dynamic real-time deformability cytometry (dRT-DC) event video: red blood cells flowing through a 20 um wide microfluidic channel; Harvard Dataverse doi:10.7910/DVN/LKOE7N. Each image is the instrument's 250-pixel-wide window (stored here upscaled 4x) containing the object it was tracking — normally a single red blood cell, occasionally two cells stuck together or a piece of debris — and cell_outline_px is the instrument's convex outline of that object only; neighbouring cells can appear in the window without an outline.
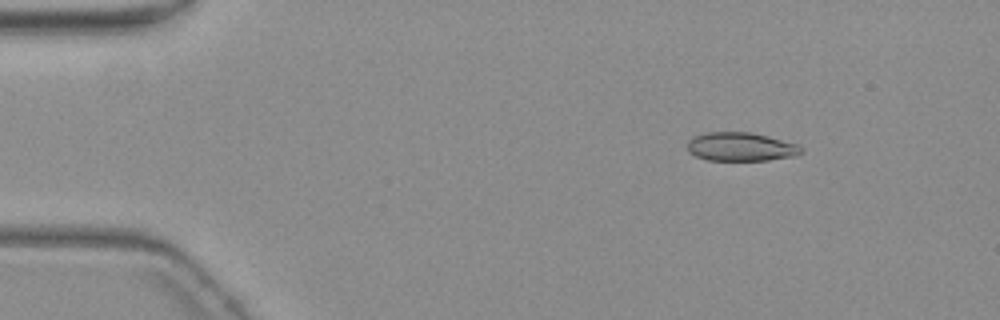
{"species": "common noctule bat (a hibernating species)", "species_latin": "Nyctalus noctula", "temperature_condition": "warm", "stored_images_in_passage": 10, "camera_frame_rate_fps": 3000, "um_per_image_px": 0.085, "animal": {"sex": "female", "body_mass_g": 19.3, "forearm_length_mm": 54.1}, "frame": {"image": 1, "passage_image": 2, "time_ms": 1.667, "image_size_px": [1000, 320], "cell_outline_px": [[804, 152], [796, 156], [768, 160], [708, 160], [696, 156], [688, 152], [688, 140], [692, 136], [704, 132], [752, 132], [768, 136], [796, 144], [804, 148]], "centroid_in_image_um": [62.97, 12.47], "position_along_channel_um": 22.0, "area_um2": 19.19}}
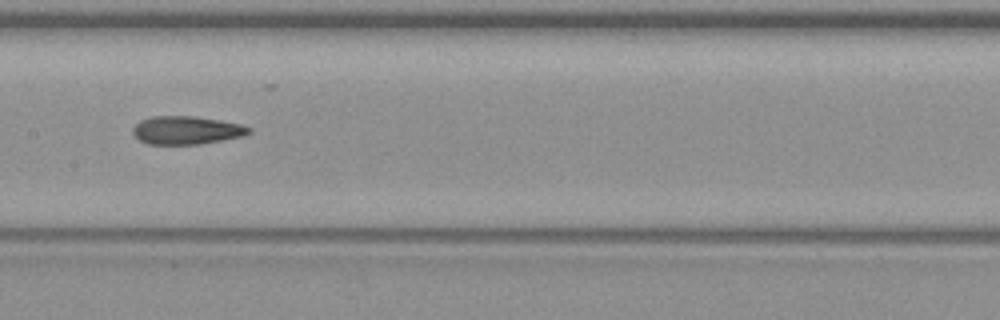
{"frame": {"image": 2, "passage_image": 7, "time_ms": 8.667, "image_size_px": [1000, 320], "cell_outline_px": [[252, 132], [244, 136], [200, 144], [148, 144], [140, 140], [132, 132], [132, 128], [140, 120], [152, 116], [192, 116], [220, 120], [240, 124], [252, 128]], "centroid_in_image_um": [15.86, 11.07], "position_along_channel_um": 191.5, "area_um2": 19.07}}
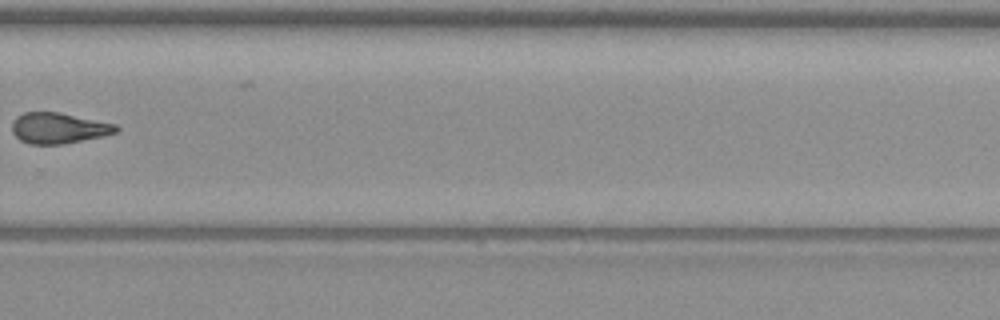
{"frame": {"image": 3, "passage_image": 10, "time_ms": 12.333, "image_size_px": [1000, 320], "cell_outline_px": [[120, 128], [116, 132], [104, 136], [64, 144], [32, 144], [20, 140], [12, 132], [12, 120], [16, 116], [24, 112], [56, 112], [116, 124]], "centroid_in_image_um": [4.96, 10.89], "position_along_channel_um": 324.8, "area_um2": 18.61}}